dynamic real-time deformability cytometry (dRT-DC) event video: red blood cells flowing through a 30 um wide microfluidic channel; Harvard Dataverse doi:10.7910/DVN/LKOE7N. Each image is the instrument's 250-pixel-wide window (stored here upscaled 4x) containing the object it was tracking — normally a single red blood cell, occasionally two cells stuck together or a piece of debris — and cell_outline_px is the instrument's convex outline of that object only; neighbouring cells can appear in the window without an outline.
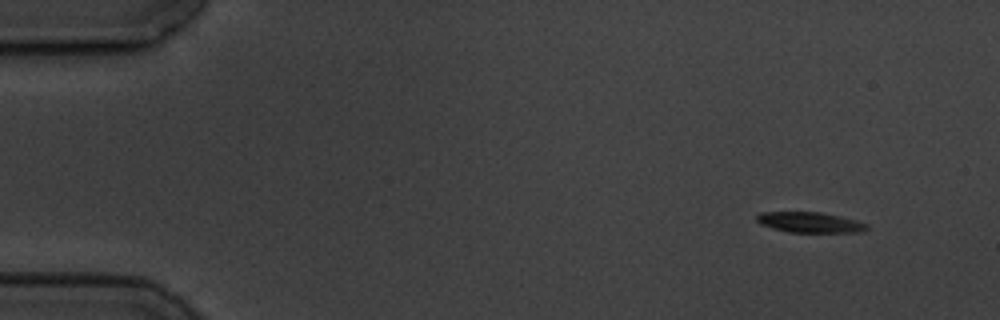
{"species": "common noctule bat (a hibernating species)", "species_latin": "Nyctalus noctula", "temperature_condition": "cold", "stored_images_in_passage": 3, "camera_frame_rate_fps": 3000, "um_per_image_px": 0.085, "animal": {"sex": "male", "body_mass_g": 19.5, "forearm_length_mm": 54.6}, "frame": {"image": 1, "passage_image": 1, "time_ms": 0.0, "image_size_px": [1000, 320], "cell_outline_px": [[868, 228], [864, 232], [788, 232], [772, 228], [760, 224], [756, 220], [756, 216], [760, 212], [820, 212], [840, 216], [856, 220], [868, 224]], "centroid_in_image_um": [68.84, 18.9], "position_along_channel_um": 16.2, "area_um2": 13.18}}